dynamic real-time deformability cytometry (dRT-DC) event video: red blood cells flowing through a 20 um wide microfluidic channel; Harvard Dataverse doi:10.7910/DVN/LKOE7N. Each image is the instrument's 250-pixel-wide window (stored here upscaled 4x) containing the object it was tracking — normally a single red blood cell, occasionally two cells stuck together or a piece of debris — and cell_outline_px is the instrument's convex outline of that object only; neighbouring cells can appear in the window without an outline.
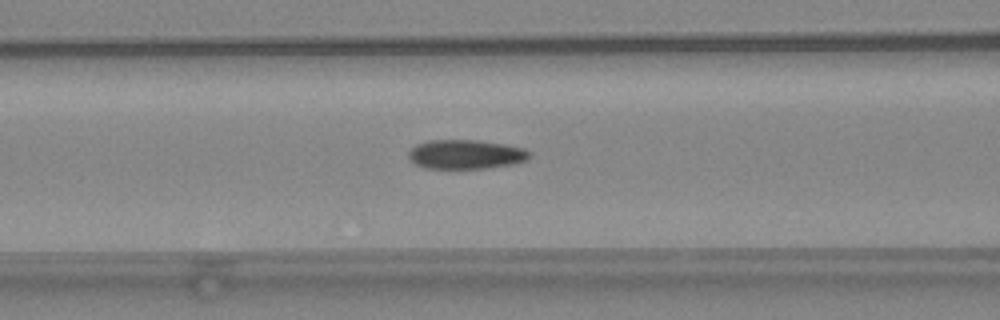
{"species": "common noctule bat (a hibernating species)", "species_latin": "Nyctalus noctula", "temperature_condition": "warm", "stored_images_in_passage": 32, "camera_frame_rate_fps": 3000, "um_per_image_px": 0.085, "animal": {"sex": "female", "body_mass_g": 24.6, "forearm_length_mm": 56.2}, "frame": {"image": 1, "passage_image": 7, "time_ms": 2.0, "image_size_px": [1000, 320], "cell_outline_px": [[532, 156], [528, 160], [512, 164], [484, 168], [424, 168], [408, 160], [408, 152], [416, 144], [428, 140], [476, 140], [504, 144], [524, 148]], "centroid_in_image_um": [39.56, 13.12], "position_along_channel_um": 127.0, "area_um2": 20.63}}
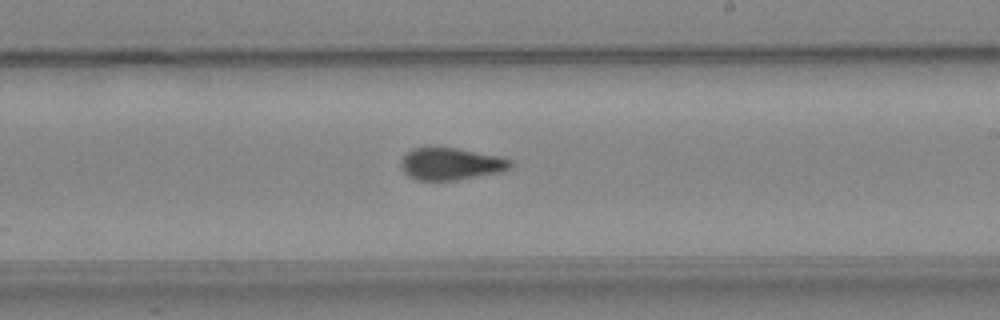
{"frame": {"image": 2, "passage_image": 16, "time_ms": 5.0, "image_size_px": [1000, 320], "cell_outline_px": [[512, 164], [504, 172], [456, 180], [416, 180], [408, 176], [404, 172], [400, 164], [400, 160], [412, 148], [456, 148], [500, 156], [512, 160]], "centroid_in_image_um": [38.34, 13.94], "position_along_channel_um": 250.7, "area_um2": 20.52}}
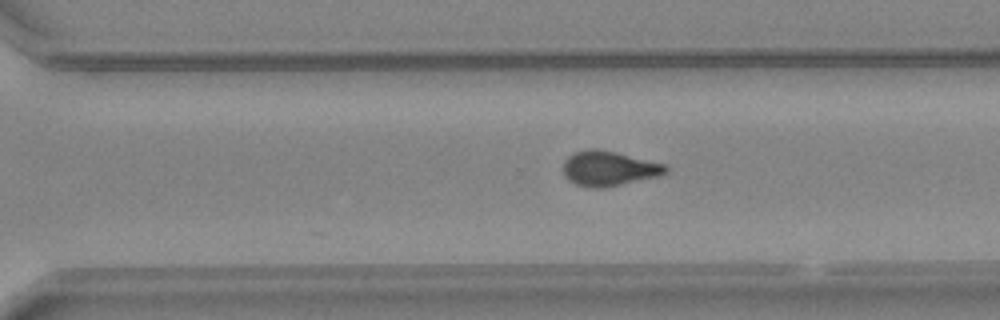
{"frame": {"image": 3, "passage_image": 21, "time_ms": 6.667, "image_size_px": [1000, 320], "cell_outline_px": [[668, 172], [660, 176], [604, 188], [592, 188], [576, 184], [568, 180], [564, 176], [564, 160], [572, 152], [588, 148], [596, 148], [616, 152], [668, 164]], "centroid_in_image_um": [51.77, 14.31], "position_along_channel_um": 318.8, "area_um2": 21.21}, "authors_computed_cell_mechanics": {"area_um2": 21.1259, "velocity_mm_per_s": 4.1151, "shape_relaxation_time_tau1_ms": 5.052, "shape_relaxation_time_tau2_ms": 1.5212, "deformation_change_tau1": 0.1619, "deformation_change_tau2": 0.0732}}